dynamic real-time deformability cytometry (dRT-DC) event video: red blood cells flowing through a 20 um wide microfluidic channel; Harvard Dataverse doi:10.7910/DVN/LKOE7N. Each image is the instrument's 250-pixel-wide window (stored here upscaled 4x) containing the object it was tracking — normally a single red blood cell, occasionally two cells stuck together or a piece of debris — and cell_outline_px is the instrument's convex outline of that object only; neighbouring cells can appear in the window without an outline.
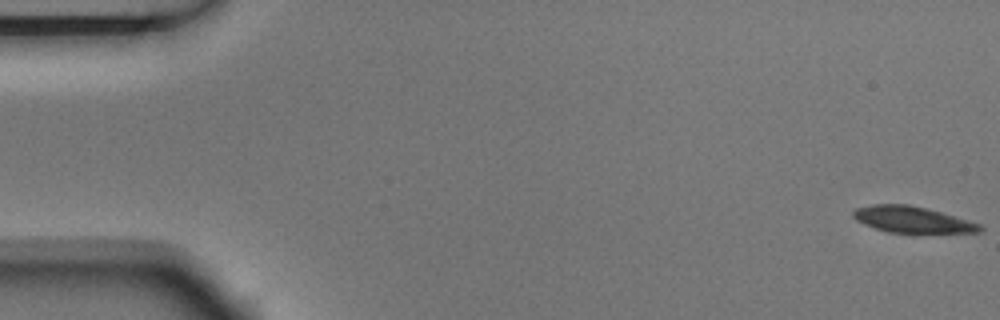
{"species": "Egyptian fruit bat (a non-hibernating species)", "species_latin": "Rousettus aegyptiacus", "temperature_condition": "room temperature", "stored_images_in_passage": 9, "camera_frame_rate_fps": 3000, "um_per_image_px": 0.085, "animal": {"sex": "male"}, "frame": {"image": 1, "passage_image": 1, "time_ms": 0.0, "image_size_px": [1000, 320], "cell_outline_px": [[984, 228], [980, 232], [888, 232], [864, 224], [856, 220], [852, 216], [852, 212], [856, 208], [872, 204], [908, 204], [928, 208], [968, 220], [980, 224]], "centroid_in_image_um": [77.52, 18.64], "position_along_channel_um": 7.5, "area_um2": 19.19}}
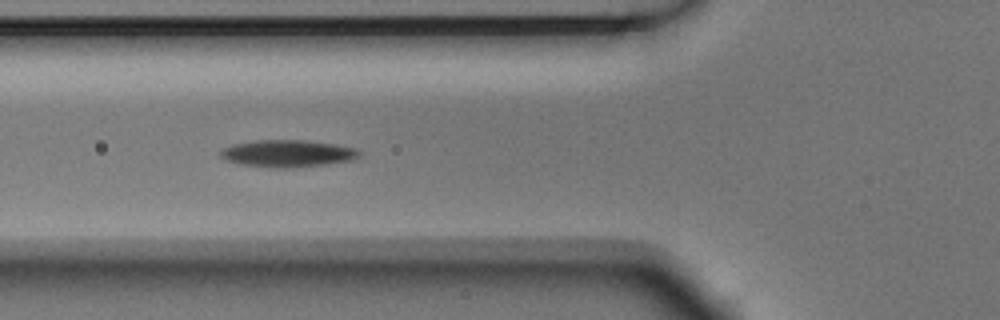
{"frame": {"image": 2, "passage_image": 6, "time_ms": 1.667, "image_size_px": [1000, 320], "cell_outline_px": [[360, 156], [352, 160], [328, 164], [288, 168], [276, 168], [240, 164], [228, 160], [220, 156], [220, 152], [224, 148], [232, 144], [256, 140], [304, 140], [336, 144], [356, 148], [360, 152]], "centroid_in_image_um": [24.47, 13.04], "position_along_channel_um": 101.3, "area_um2": 21.91}}
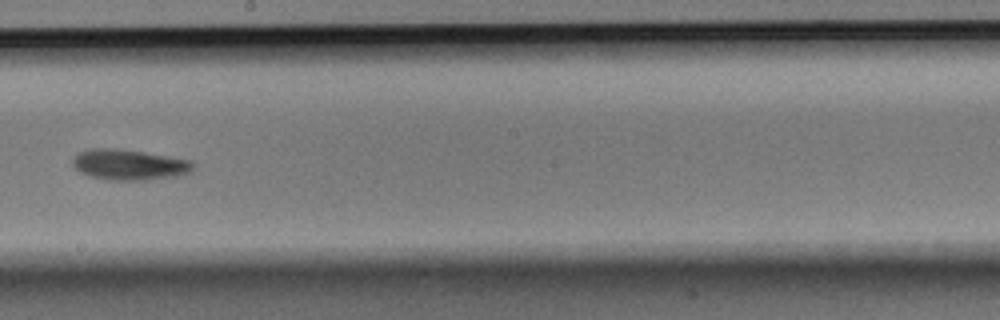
{"frame": {"image": 3, "passage_image": 9, "time_ms": 2.667, "image_size_px": [1000, 320], "cell_outline_px": [[196, 164], [188, 172], [176, 176], [144, 180], [108, 180], [92, 176], [80, 172], [72, 164], [72, 160], [80, 152], [92, 148], [112, 148], [144, 152], [192, 160]], "centroid_in_image_um": [10.99, 13.99], "position_along_channel_um": 237.2, "area_um2": 21.27}}